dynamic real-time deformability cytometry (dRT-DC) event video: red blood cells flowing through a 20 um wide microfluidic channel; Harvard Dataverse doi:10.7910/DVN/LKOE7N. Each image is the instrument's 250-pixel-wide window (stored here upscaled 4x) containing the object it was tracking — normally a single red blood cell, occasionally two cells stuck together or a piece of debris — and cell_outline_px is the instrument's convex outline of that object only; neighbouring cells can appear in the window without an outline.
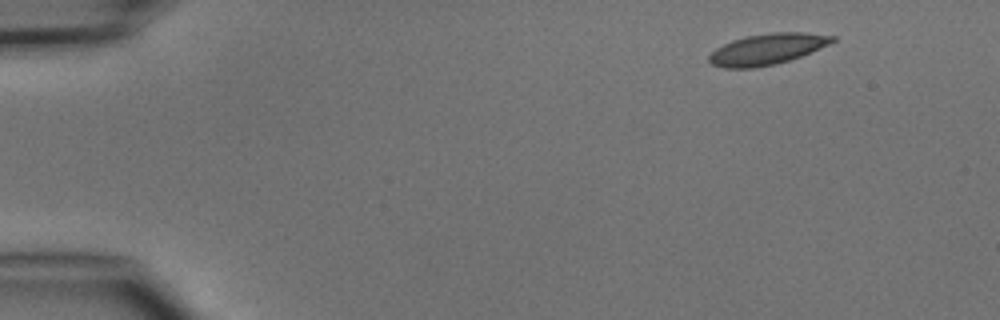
{"species": "common noctule bat (a hibernating species)", "species_latin": "Nyctalus noctula", "temperature_condition": "cold", "stored_images_in_passage": 3, "camera_frame_rate_fps": 3000, "um_per_image_px": 0.085, "animal": {"sex": "male", "body_mass_g": 15.6}, "frame": {"image": 1, "passage_image": 1, "time_ms": 0.0, "image_size_px": [1000, 320], "cell_outline_px": [[836, 40], [820, 48], [800, 56], [776, 64], [752, 68], [724, 68], [712, 64], [708, 60], [708, 56], [716, 48], [732, 40], [748, 36], [772, 32], [804, 32], [836, 36]], "centroid_in_image_um": [65.2, 4.17], "position_along_channel_um": 19.8, "area_um2": 22.08}}